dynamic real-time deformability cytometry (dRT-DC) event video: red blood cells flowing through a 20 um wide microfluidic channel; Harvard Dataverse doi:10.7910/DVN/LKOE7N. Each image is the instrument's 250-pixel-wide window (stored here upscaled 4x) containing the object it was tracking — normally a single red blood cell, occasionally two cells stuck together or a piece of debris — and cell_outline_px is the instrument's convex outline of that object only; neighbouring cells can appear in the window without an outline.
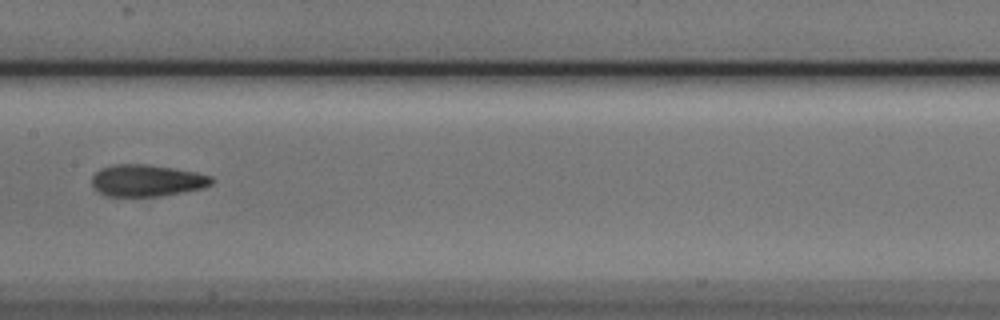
{"species": "Egyptian fruit bat (a non-hibernating species)", "species_latin": "Rousettus aegyptiacus", "temperature_condition": "cold", "stored_images_in_passage": 8, "camera_frame_rate_fps": 3000, "um_per_image_px": 0.085, "animal": {"sex": "male"}, "frame": {"image": 1, "passage_image": 8, "time_ms": 2.333, "image_size_px": [1000, 320], "cell_outline_px": [[216, 180], [212, 184], [204, 188], [164, 196], [108, 196], [92, 188], [92, 176], [100, 168], [112, 164], [148, 164], [196, 172], [212, 176]], "centroid_in_image_um": [12.5, 15.34], "position_along_channel_um": 194.9, "area_um2": 22.48}}